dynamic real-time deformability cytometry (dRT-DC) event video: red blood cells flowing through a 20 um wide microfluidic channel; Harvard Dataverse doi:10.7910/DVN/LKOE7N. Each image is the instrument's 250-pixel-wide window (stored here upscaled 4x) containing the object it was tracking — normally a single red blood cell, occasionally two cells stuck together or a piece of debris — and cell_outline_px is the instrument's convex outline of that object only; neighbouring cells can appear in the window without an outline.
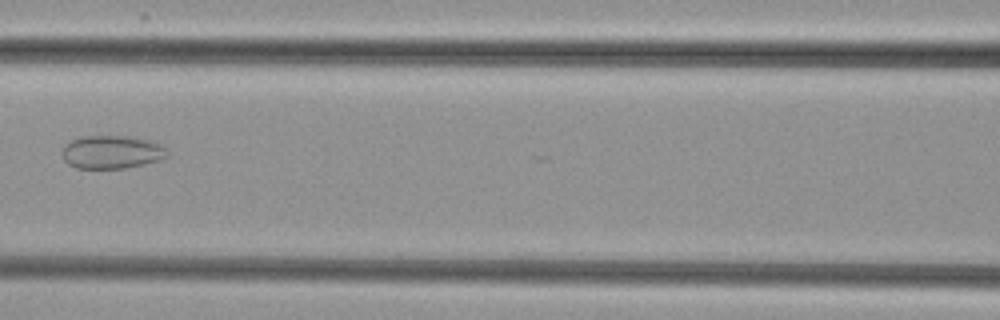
{"species": "common noctule bat (a hibernating species)", "species_latin": "Nyctalus noctula", "temperature_condition": "cold", "stored_images_in_passage": 4, "camera_frame_rate_fps": 3000, "um_per_image_px": 0.085, "animal": {"sex": "female", "body_mass_g": 29.2, "forearm_length_mm": 56.3}, "frame": {"image": 1, "passage_image": 4, "time_ms": 7.333, "image_size_px": [1000, 320], "cell_outline_px": [[168, 156], [144, 164], [124, 168], [76, 168], [68, 164], [64, 160], [60, 152], [64, 144], [80, 136], [136, 136], [160, 144], [168, 152]], "centroid_in_image_um": [9.45, 12.91], "position_along_channel_um": 157.2, "area_um2": 20.46}}